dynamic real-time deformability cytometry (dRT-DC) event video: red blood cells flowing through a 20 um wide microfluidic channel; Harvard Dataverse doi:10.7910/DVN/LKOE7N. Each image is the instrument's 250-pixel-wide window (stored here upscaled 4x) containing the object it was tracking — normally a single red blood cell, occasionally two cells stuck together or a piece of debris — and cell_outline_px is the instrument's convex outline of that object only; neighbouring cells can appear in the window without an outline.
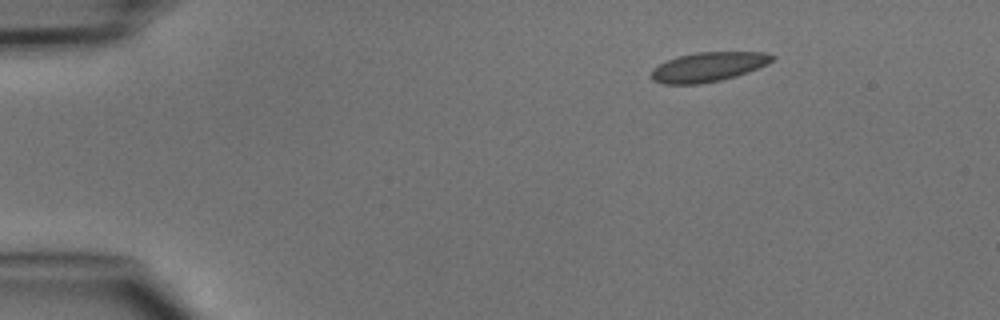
{"species": "common noctule bat (a hibernating species)", "species_latin": "Nyctalus noctula", "temperature_condition": "cold", "stored_images_in_passage": 2, "camera_frame_rate_fps": 3000, "um_per_image_px": 0.085, "animal": {"sex": "male", "body_mass_g": 15.6}, "frame": {"image": 1, "passage_image": 2, "time_ms": 1.333, "image_size_px": [1000, 320], "cell_outline_px": [[776, 56], [768, 64], [748, 72], [736, 76], [720, 80], [700, 84], [664, 84], [652, 80], [652, 68], [668, 60], [680, 56], [696, 52], [764, 52]], "centroid_in_image_um": [60.22, 5.69], "position_along_channel_um": 24.8, "area_um2": 20.63}}